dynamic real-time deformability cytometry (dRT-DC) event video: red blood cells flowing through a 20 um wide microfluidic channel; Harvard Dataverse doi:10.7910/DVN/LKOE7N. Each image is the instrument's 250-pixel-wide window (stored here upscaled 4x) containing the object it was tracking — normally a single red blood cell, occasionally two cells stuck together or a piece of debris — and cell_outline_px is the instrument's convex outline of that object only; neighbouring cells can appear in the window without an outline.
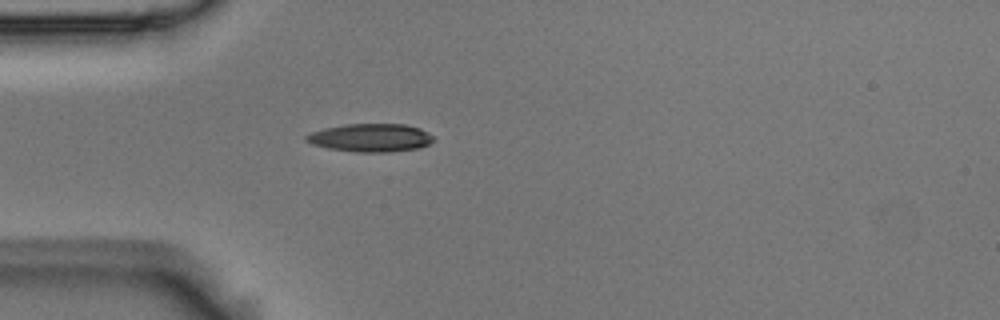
{"species": "Egyptian fruit bat (a non-hibernating species)", "species_latin": "Rousettus aegyptiacus", "temperature_condition": "room temperature", "stored_images_in_passage": 40, "camera_frame_rate_fps": 3000, "um_per_image_px": 0.085, "animal": {"sex": "male"}, "frame": {"image": 1, "passage_image": 1, "time_ms": 0.0, "image_size_px": [1000, 320], "cell_outline_px": [[432, 140], [428, 144], [420, 148], [388, 152], [356, 152], [328, 148], [312, 144], [304, 140], [304, 136], [312, 132], [324, 128], [344, 124], [404, 124], [420, 128], [428, 132], [432, 136]], "centroid_in_image_um": [31.48, 11.7], "position_along_channel_um": 53.5, "area_um2": 20.87}}
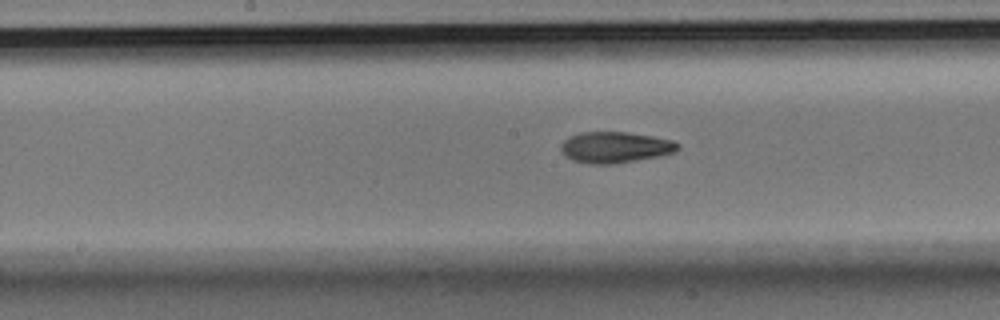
{"frame": {"image": 2, "passage_image": 13, "time_ms": 4.0, "image_size_px": [1000, 320], "cell_outline_px": [[680, 148], [672, 152], [656, 156], [612, 164], [588, 164], [572, 160], [560, 148], [560, 144], [568, 136], [580, 132], [628, 132], [652, 136], [672, 140], [680, 144]], "centroid_in_image_um": [52.25, 12.5], "position_along_channel_um": 195.9, "area_um2": 20.98}}
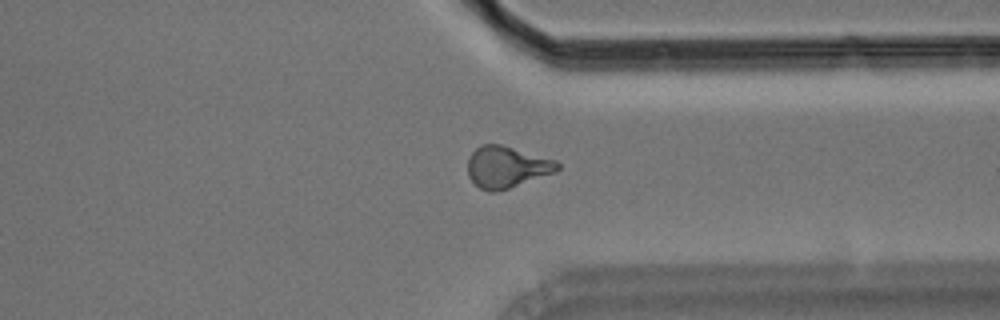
{"frame": {"image": 3, "passage_image": 27, "time_ms": 8.667, "image_size_px": [1000, 320], "cell_outline_px": [[560, 168], [556, 172], [496, 192], [488, 192], [480, 188], [468, 176], [468, 156], [480, 144], [500, 144], [556, 160], [560, 164]], "centroid_in_image_um": [43.06, 14.19], "position_along_channel_um": 368.3, "area_um2": 21.68}, "authors_computed_cell_mechanics": {"area_um2": 20.8369, "velocity_mm_per_s": 3.7143, "shape_relaxation_time_tau1_ms": 4.5698, "shape_relaxation_time_tau2_ms": 2.4514, "deformation_change_tau1": 0.1699, "deformation_change_tau2": 0.1001}}